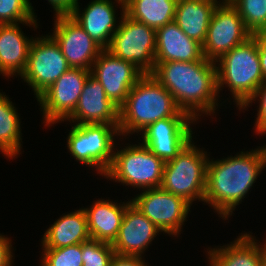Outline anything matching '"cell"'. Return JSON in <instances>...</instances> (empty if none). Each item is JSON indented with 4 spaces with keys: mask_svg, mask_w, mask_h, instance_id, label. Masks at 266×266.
Here are the masks:
<instances>
[{
    "mask_svg": "<svg viewBox=\"0 0 266 266\" xmlns=\"http://www.w3.org/2000/svg\"><path fill=\"white\" fill-rule=\"evenodd\" d=\"M159 232L160 229L130 203L126 207L118 236L112 247L116 254L142 257Z\"/></svg>",
    "mask_w": 266,
    "mask_h": 266,
    "instance_id": "obj_17",
    "label": "cell"
},
{
    "mask_svg": "<svg viewBox=\"0 0 266 266\" xmlns=\"http://www.w3.org/2000/svg\"><path fill=\"white\" fill-rule=\"evenodd\" d=\"M221 1L178 0L175 19L178 27L191 39L204 43L210 19Z\"/></svg>",
    "mask_w": 266,
    "mask_h": 266,
    "instance_id": "obj_24",
    "label": "cell"
},
{
    "mask_svg": "<svg viewBox=\"0 0 266 266\" xmlns=\"http://www.w3.org/2000/svg\"><path fill=\"white\" fill-rule=\"evenodd\" d=\"M252 37L257 43L258 55L260 58L261 71L266 80V30H259L252 33Z\"/></svg>",
    "mask_w": 266,
    "mask_h": 266,
    "instance_id": "obj_32",
    "label": "cell"
},
{
    "mask_svg": "<svg viewBox=\"0 0 266 266\" xmlns=\"http://www.w3.org/2000/svg\"><path fill=\"white\" fill-rule=\"evenodd\" d=\"M116 135L120 136L119 127L111 124L74 125L67 147L76 161L95 167L104 176L113 160Z\"/></svg>",
    "mask_w": 266,
    "mask_h": 266,
    "instance_id": "obj_7",
    "label": "cell"
},
{
    "mask_svg": "<svg viewBox=\"0 0 266 266\" xmlns=\"http://www.w3.org/2000/svg\"><path fill=\"white\" fill-rule=\"evenodd\" d=\"M9 97L0 92V150L13 159L21 150L19 115Z\"/></svg>",
    "mask_w": 266,
    "mask_h": 266,
    "instance_id": "obj_26",
    "label": "cell"
},
{
    "mask_svg": "<svg viewBox=\"0 0 266 266\" xmlns=\"http://www.w3.org/2000/svg\"><path fill=\"white\" fill-rule=\"evenodd\" d=\"M11 240L0 234V266H12Z\"/></svg>",
    "mask_w": 266,
    "mask_h": 266,
    "instance_id": "obj_34",
    "label": "cell"
},
{
    "mask_svg": "<svg viewBox=\"0 0 266 266\" xmlns=\"http://www.w3.org/2000/svg\"><path fill=\"white\" fill-rule=\"evenodd\" d=\"M91 239L84 209L64 214L42 237L43 249H55L87 242Z\"/></svg>",
    "mask_w": 266,
    "mask_h": 266,
    "instance_id": "obj_22",
    "label": "cell"
},
{
    "mask_svg": "<svg viewBox=\"0 0 266 266\" xmlns=\"http://www.w3.org/2000/svg\"><path fill=\"white\" fill-rule=\"evenodd\" d=\"M41 266H82V243L43 249Z\"/></svg>",
    "mask_w": 266,
    "mask_h": 266,
    "instance_id": "obj_29",
    "label": "cell"
},
{
    "mask_svg": "<svg viewBox=\"0 0 266 266\" xmlns=\"http://www.w3.org/2000/svg\"><path fill=\"white\" fill-rule=\"evenodd\" d=\"M250 234H242L228 244L207 251L210 266H264L263 247ZM261 246V247H260Z\"/></svg>",
    "mask_w": 266,
    "mask_h": 266,
    "instance_id": "obj_23",
    "label": "cell"
},
{
    "mask_svg": "<svg viewBox=\"0 0 266 266\" xmlns=\"http://www.w3.org/2000/svg\"><path fill=\"white\" fill-rule=\"evenodd\" d=\"M170 117H191L182 111L173 95L151 74H144L119 108L120 135L139 133L149 124Z\"/></svg>",
    "mask_w": 266,
    "mask_h": 266,
    "instance_id": "obj_3",
    "label": "cell"
},
{
    "mask_svg": "<svg viewBox=\"0 0 266 266\" xmlns=\"http://www.w3.org/2000/svg\"><path fill=\"white\" fill-rule=\"evenodd\" d=\"M228 1L236 8L251 33L266 30V0Z\"/></svg>",
    "mask_w": 266,
    "mask_h": 266,
    "instance_id": "obj_28",
    "label": "cell"
},
{
    "mask_svg": "<svg viewBox=\"0 0 266 266\" xmlns=\"http://www.w3.org/2000/svg\"><path fill=\"white\" fill-rule=\"evenodd\" d=\"M130 203L131 200L118 205L109 199H100L90 208H83L91 239L113 244L118 236L126 207Z\"/></svg>",
    "mask_w": 266,
    "mask_h": 266,
    "instance_id": "obj_21",
    "label": "cell"
},
{
    "mask_svg": "<svg viewBox=\"0 0 266 266\" xmlns=\"http://www.w3.org/2000/svg\"><path fill=\"white\" fill-rule=\"evenodd\" d=\"M114 254L112 244L90 239L82 243V266H110Z\"/></svg>",
    "mask_w": 266,
    "mask_h": 266,
    "instance_id": "obj_30",
    "label": "cell"
},
{
    "mask_svg": "<svg viewBox=\"0 0 266 266\" xmlns=\"http://www.w3.org/2000/svg\"><path fill=\"white\" fill-rule=\"evenodd\" d=\"M151 75L173 95L178 107L196 121L202 113L211 115L218 108L216 64L205 57L192 62L155 63Z\"/></svg>",
    "mask_w": 266,
    "mask_h": 266,
    "instance_id": "obj_1",
    "label": "cell"
},
{
    "mask_svg": "<svg viewBox=\"0 0 266 266\" xmlns=\"http://www.w3.org/2000/svg\"><path fill=\"white\" fill-rule=\"evenodd\" d=\"M114 3L111 0H94L89 2L82 13L77 3L69 14L103 49L109 47L113 34L119 27L116 24L118 21Z\"/></svg>",
    "mask_w": 266,
    "mask_h": 266,
    "instance_id": "obj_18",
    "label": "cell"
},
{
    "mask_svg": "<svg viewBox=\"0 0 266 266\" xmlns=\"http://www.w3.org/2000/svg\"><path fill=\"white\" fill-rule=\"evenodd\" d=\"M90 70L70 68L38 98L45 125L50 127L74 112Z\"/></svg>",
    "mask_w": 266,
    "mask_h": 266,
    "instance_id": "obj_12",
    "label": "cell"
},
{
    "mask_svg": "<svg viewBox=\"0 0 266 266\" xmlns=\"http://www.w3.org/2000/svg\"><path fill=\"white\" fill-rule=\"evenodd\" d=\"M81 124H111L119 126V107L106 95L102 84L88 76L74 112L66 119ZM78 122V123H77Z\"/></svg>",
    "mask_w": 266,
    "mask_h": 266,
    "instance_id": "obj_16",
    "label": "cell"
},
{
    "mask_svg": "<svg viewBox=\"0 0 266 266\" xmlns=\"http://www.w3.org/2000/svg\"><path fill=\"white\" fill-rule=\"evenodd\" d=\"M48 2L53 6L56 16L70 14L78 0H48Z\"/></svg>",
    "mask_w": 266,
    "mask_h": 266,
    "instance_id": "obj_35",
    "label": "cell"
},
{
    "mask_svg": "<svg viewBox=\"0 0 266 266\" xmlns=\"http://www.w3.org/2000/svg\"><path fill=\"white\" fill-rule=\"evenodd\" d=\"M119 27L107 48L113 55L131 62L143 74L155 69L156 29L131 19L122 9Z\"/></svg>",
    "mask_w": 266,
    "mask_h": 266,
    "instance_id": "obj_8",
    "label": "cell"
},
{
    "mask_svg": "<svg viewBox=\"0 0 266 266\" xmlns=\"http://www.w3.org/2000/svg\"><path fill=\"white\" fill-rule=\"evenodd\" d=\"M141 256L114 254L110 266H148Z\"/></svg>",
    "mask_w": 266,
    "mask_h": 266,
    "instance_id": "obj_33",
    "label": "cell"
},
{
    "mask_svg": "<svg viewBox=\"0 0 266 266\" xmlns=\"http://www.w3.org/2000/svg\"><path fill=\"white\" fill-rule=\"evenodd\" d=\"M216 62L218 95L225 84L226 87H229L236 106H239L238 109L241 110L265 81L256 41L251 36Z\"/></svg>",
    "mask_w": 266,
    "mask_h": 266,
    "instance_id": "obj_4",
    "label": "cell"
},
{
    "mask_svg": "<svg viewBox=\"0 0 266 266\" xmlns=\"http://www.w3.org/2000/svg\"><path fill=\"white\" fill-rule=\"evenodd\" d=\"M131 203L139 209L161 232L175 237L182 230L191 204L161 187L142 190Z\"/></svg>",
    "mask_w": 266,
    "mask_h": 266,
    "instance_id": "obj_11",
    "label": "cell"
},
{
    "mask_svg": "<svg viewBox=\"0 0 266 266\" xmlns=\"http://www.w3.org/2000/svg\"><path fill=\"white\" fill-rule=\"evenodd\" d=\"M259 97V99H258ZM256 98L259 101V110H257V118L254 125L256 128V134H266V80L260 85L258 90L255 92L253 98L242 108L243 110L249 107L250 103L256 101Z\"/></svg>",
    "mask_w": 266,
    "mask_h": 266,
    "instance_id": "obj_31",
    "label": "cell"
},
{
    "mask_svg": "<svg viewBox=\"0 0 266 266\" xmlns=\"http://www.w3.org/2000/svg\"><path fill=\"white\" fill-rule=\"evenodd\" d=\"M192 117H170L149 124L142 132V145L167 162L174 159L192 140Z\"/></svg>",
    "mask_w": 266,
    "mask_h": 266,
    "instance_id": "obj_14",
    "label": "cell"
},
{
    "mask_svg": "<svg viewBox=\"0 0 266 266\" xmlns=\"http://www.w3.org/2000/svg\"><path fill=\"white\" fill-rule=\"evenodd\" d=\"M68 69L66 58L50 34L33 39L26 68L20 77L31 86L38 98Z\"/></svg>",
    "mask_w": 266,
    "mask_h": 266,
    "instance_id": "obj_9",
    "label": "cell"
},
{
    "mask_svg": "<svg viewBox=\"0 0 266 266\" xmlns=\"http://www.w3.org/2000/svg\"><path fill=\"white\" fill-rule=\"evenodd\" d=\"M53 35L70 68L91 70L103 48L69 15H56Z\"/></svg>",
    "mask_w": 266,
    "mask_h": 266,
    "instance_id": "obj_13",
    "label": "cell"
},
{
    "mask_svg": "<svg viewBox=\"0 0 266 266\" xmlns=\"http://www.w3.org/2000/svg\"><path fill=\"white\" fill-rule=\"evenodd\" d=\"M29 0H0V24H27L37 28L36 15Z\"/></svg>",
    "mask_w": 266,
    "mask_h": 266,
    "instance_id": "obj_27",
    "label": "cell"
},
{
    "mask_svg": "<svg viewBox=\"0 0 266 266\" xmlns=\"http://www.w3.org/2000/svg\"><path fill=\"white\" fill-rule=\"evenodd\" d=\"M90 72L102 84L107 97L119 108L144 75L131 62L119 59L107 49L101 51Z\"/></svg>",
    "mask_w": 266,
    "mask_h": 266,
    "instance_id": "obj_15",
    "label": "cell"
},
{
    "mask_svg": "<svg viewBox=\"0 0 266 266\" xmlns=\"http://www.w3.org/2000/svg\"><path fill=\"white\" fill-rule=\"evenodd\" d=\"M165 162L140 142L114 151L113 160L104 177L137 189L161 186Z\"/></svg>",
    "mask_w": 266,
    "mask_h": 266,
    "instance_id": "obj_6",
    "label": "cell"
},
{
    "mask_svg": "<svg viewBox=\"0 0 266 266\" xmlns=\"http://www.w3.org/2000/svg\"><path fill=\"white\" fill-rule=\"evenodd\" d=\"M20 28L19 23L0 24V73L6 77L21 76L27 65L33 37Z\"/></svg>",
    "mask_w": 266,
    "mask_h": 266,
    "instance_id": "obj_20",
    "label": "cell"
},
{
    "mask_svg": "<svg viewBox=\"0 0 266 266\" xmlns=\"http://www.w3.org/2000/svg\"><path fill=\"white\" fill-rule=\"evenodd\" d=\"M263 261H264V266H266V241L265 244L263 245Z\"/></svg>",
    "mask_w": 266,
    "mask_h": 266,
    "instance_id": "obj_36",
    "label": "cell"
},
{
    "mask_svg": "<svg viewBox=\"0 0 266 266\" xmlns=\"http://www.w3.org/2000/svg\"><path fill=\"white\" fill-rule=\"evenodd\" d=\"M192 141L174 159L165 162L160 186L191 205L196 200L204 202L209 159L207 152Z\"/></svg>",
    "mask_w": 266,
    "mask_h": 266,
    "instance_id": "obj_5",
    "label": "cell"
},
{
    "mask_svg": "<svg viewBox=\"0 0 266 266\" xmlns=\"http://www.w3.org/2000/svg\"><path fill=\"white\" fill-rule=\"evenodd\" d=\"M252 36L236 8L228 1L218 3L202 44L203 56L216 62L224 54Z\"/></svg>",
    "mask_w": 266,
    "mask_h": 266,
    "instance_id": "obj_10",
    "label": "cell"
},
{
    "mask_svg": "<svg viewBox=\"0 0 266 266\" xmlns=\"http://www.w3.org/2000/svg\"><path fill=\"white\" fill-rule=\"evenodd\" d=\"M178 0H127L125 14L131 19L158 29L174 21Z\"/></svg>",
    "mask_w": 266,
    "mask_h": 266,
    "instance_id": "obj_25",
    "label": "cell"
},
{
    "mask_svg": "<svg viewBox=\"0 0 266 266\" xmlns=\"http://www.w3.org/2000/svg\"><path fill=\"white\" fill-rule=\"evenodd\" d=\"M203 58L202 45L188 37L175 21L156 29L155 63L192 62Z\"/></svg>",
    "mask_w": 266,
    "mask_h": 266,
    "instance_id": "obj_19",
    "label": "cell"
},
{
    "mask_svg": "<svg viewBox=\"0 0 266 266\" xmlns=\"http://www.w3.org/2000/svg\"><path fill=\"white\" fill-rule=\"evenodd\" d=\"M116 1V3H118L119 5H121V7H119L120 9L122 8V9H125V2L127 1V0H115Z\"/></svg>",
    "mask_w": 266,
    "mask_h": 266,
    "instance_id": "obj_37",
    "label": "cell"
},
{
    "mask_svg": "<svg viewBox=\"0 0 266 266\" xmlns=\"http://www.w3.org/2000/svg\"><path fill=\"white\" fill-rule=\"evenodd\" d=\"M266 167V145L225 159H208L204 202L223 219L232 215L236 206Z\"/></svg>",
    "mask_w": 266,
    "mask_h": 266,
    "instance_id": "obj_2",
    "label": "cell"
}]
</instances>
